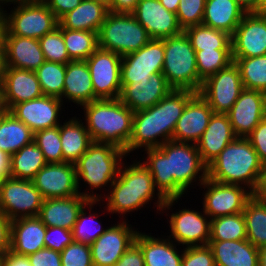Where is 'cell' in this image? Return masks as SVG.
Returning <instances> with one entry per match:
<instances>
[{
	"label": "cell",
	"instance_id": "6da1fadb",
	"mask_svg": "<svg viewBox=\"0 0 266 266\" xmlns=\"http://www.w3.org/2000/svg\"><path fill=\"white\" fill-rule=\"evenodd\" d=\"M145 154L147 159L142 163L165 199H181L197 179V186L207 179V165L195 143L169 140L158 148L145 149Z\"/></svg>",
	"mask_w": 266,
	"mask_h": 266
},
{
	"label": "cell",
	"instance_id": "7a4b0ae2",
	"mask_svg": "<svg viewBox=\"0 0 266 266\" xmlns=\"http://www.w3.org/2000/svg\"><path fill=\"white\" fill-rule=\"evenodd\" d=\"M122 162L115 181L110 186L108 193L100 200L103 206L110 214H117L125 219V215L143 209L144 205L154 202L157 213L164 214L168 210H172V206L177 203L180 198L165 199L156 189L154 180L148 168L142 163L134 159L132 164ZM157 191V192H156ZM156 194V195H155ZM156 196V197H155ZM157 201H156V200ZM165 210V211H164ZM120 214V216H119Z\"/></svg>",
	"mask_w": 266,
	"mask_h": 266
},
{
	"label": "cell",
	"instance_id": "3957f363",
	"mask_svg": "<svg viewBox=\"0 0 266 266\" xmlns=\"http://www.w3.org/2000/svg\"><path fill=\"white\" fill-rule=\"evenodd\" d=\"M196 94L189 89H172L152 107L134 112L132 135L126 156L135 150L158 148L173 138L177 121L187 102ZM133 151V152H132Z\"/></svg>",
	"mask_w": 266,
	"mask_h": 266
},
{
	"label": "cell",
	"instance_id": "277c9868",
	"mask_svg": "<svg viewBox=\"0 0 266 266\" xmlns=\"http://www.w3.org/2000/svg\"><path fill=\"white\" fill-rule=\"evenodd\" d=\"M264 164L247 138L236 137L207 166V178L225 184L242 185L257 194Z\"/></svg>",
	"mask_w": 266,
	"mask_h": 266
},
{
	"label": "cell",
	"instance_id": "5b68a950",
	"mask_svg": "<svg viewBox=\"0 0 266 266\" xmlns=\"http://www.w3.org/2000/svg\"><path fill=\"white\" fill-rule=\"evenodd\" d=\"M93 142L110 143L124 151L132 135L134 112L119 99H97L80 107Z\"/></svg>",
	"mask_w": 266,
	"mask_h": 266
},
{
	"label": "cell",
	"instance_id": "8992f818",
	"mask_svg": "<svg viewBox=\"0 0 266 266\" xmlns=\"http://www.w3.org/2000/svg\"><path fill=\"white\" fill-rule=\"evenodd\" d=\"M126 157L125 151L113 144L93 142L75 163L79 193L91 201H100L103 194H97V189H103L106 186L108 190L104 189L108 193L118 175L123 159ZM80 181L89 185L88 188H90L81 192Z\"/></svg>",
	"mask_w": 266,
	"mask_h": 266
},
{
	"label": "cell",
	"instance_id": "52a82bcc",
	"mask_svg": "<svg viewBox=\"0 0 266 266\" xmlns=\"http://www.w3.org/2000/svg\"><path fill=\"white\" fill-rule=\"evenodd\" d=\"M10 4L14 6L8 13L3 6ZM0 6L4 16L2 35L39 39L58 27V19L42 0H13Z\"/></svg>",
	"mask_w": 266,
	"mask_h": 266
},
{
	"label": "cell",
	"instance_id": "ba28073f",
	"mask_svg": "<svg viewBox=\"0 0 266 266\" xmlns=\"http://www.w3.org/2000/svg\"><path fill=\"white\" fill-rule=\"evenodd\" d=\"M164 66L162 73L173 89L199 92L203 81L199 78L196 53L190 39L182 33L164 38Z\"/></svg>",
	"mask_w": 266,
	"mask_h": 266
},
{
	"label": "cell",
	"instance_id": "9c48e42d",
	"mask_svg": "<svg viewBox=\"0 0 266 266\" xmlns=\"http://www.w3.org/2000/svg\"><path fill=\"white\" fill-rule=\"evenodd\" d=\"M150 40L145 28L132 14L109 11L98 31L99 47L121 56L139 50Z\"/></svg>",
	"mask_w": 266,
	"mask_h": 266
},
{
	"label": "cell",
	"instance_id": "30bf717a",
	"mask_svg": "<svg viewBox=\"0 0 266 266\" xmlns=\"http://www.w3.org/2000/svg\"><path fill=\"white\" fill-rule=\"evenodd\" d=\"M244 89L240 71L233 61L226 68L206 78L199 95L216 114H227Z\"/></svg>",
	"mask_w": 266,
	"mask_h": 266
},
{
	"label": "cell",
	"instance_id": "8fae6325",
	"mask_svg": "<svg viewBox=\"0 0 266 266\" xmlns=\"http://www.w3.org/2000/svg\"><path fill=\"white\" fill-rule=\"evenodd\" d=\"M43 197L32 180L13 177L4 179L0 190V211L11 221L38 216Z\"/></svg>",
	"mask_w": 266,
	"mask_h": 266
},
{
	"label": "cell",
	"instance_id": "7c38bea8",
	"mask_svg": "<svg viewBox=\"0 0 266 266\" xmlns=\"http://www.w3.org/2000/svg\"><path fill=\"white\" fill-rule=\"evenodd\" d=\"M200 188L207 189L202 194L204 197L201 209L210 219L242 213L246 201L253 195L245 186L220 183L209 178L200 185Z\"/></svg>",
	"mask_w": 266,
	"mask_h": 266
},
{
	"label": "cell",
	"instance_id": "4fadbf2b",
	"mask_svg": "<svg viewBox=\"0 0 266 266\" xmlns=\"http://www.w3.org/2000/svg\"><path fill=\"white\" fill-rule=\"evenodd\" d=\"M121 58L98 47L86 60L94 95L98 99H119L121 93Z\"/></svg>",
	"mask_w": 266,
	"mask_h": 266
},
{
	"label": "cell",
	"instance_id": "5bb4252c",
	"mask_svg": "<svg viewBox=\"0 0 266 266\" xmlns=\"http://www.w3.org/2000/svg\"><path fill=\"white\" fill-rule=\"evenodd\" d=\"M164 66V40L151 39L137 51L121 58V84L149 82L152 74L162 72Z\"/></svg>",
	"mask_w": 266,
	"mask_h": 266
},
{
	"label": "cell",
	"instance_id": "9a60e30c",
	"mask_svg": "<svg viewBox=\"0 0 266 266\" xmlns=\"http://www.w3.org/2000/svg\"><path fill=\"white\" fill-rule=\"evenodd\" d=\"M137 230L124 219L107 226L106 231L90 245L93 266H113L135 242Z\"/></svg>",
	"mask_w": 266,
	"mask_h": 266
},
{
	"label": "cell",
	"instance_id": "2e32d148",
	"mask_svg": "<svg viewBox=\"0 0 266 266\" xmlns=\"http://www.w3.org/2000/svg\"><path fill=\"white\" fill-rule=\"evenodd\" d=\"M203 213V214H202ZM170 218V219H169ZM168 237L176 244L186 247L205 246L210 241V222L211 219L203 211L193 209L178 210L169 216ZM173 238V239H172Z\"/></svg>",
	"mask_w": 266,
	"mask_h": 266
},
{
	"label": "cell",
	"instance_id": "e0dca14e",
	"mask_svg": "<svg viewBox=\"0 0 266 266\" xmlns=\"http://www.w3.org/2000/svg\"><path fill=\"white\" fill-rule=\"evenodd\" d=\"M232 58L266 55V16L246 13L231 35Z\"/></svg>",
	"mask_w": 266,
	"mask_h": 266
},
{
	"label": "cell",
	"instance_id": "ac0fdd59",
	"mask_svg": "<svg viewBox=\"0 0 266 266\" xmlns=\"http://www.w3.org/2000/svg\"><path fill=\"white\" fill-rule=\"evenodd\" d=\"M43 199L79 195L75 164L47 163L32 179Z\"/></svg>",
	"mask_w": 266,
	"mask_h": 266
},
{
	"label": "cell",
	"instance_id": "d6986e66",
	"mask_svg": "<svg viewBox=\"0 0 266 266\" xmlns=\"http://www.w3.org/2000/svg\"><path fill=\"white\" fill-rule=\"evenodd\" d=\"M227 115L235 136L246 138L266 117V93L244 88Z\"/></svg>",
	"mask_w": 266,
	"mask_h": 266
},
{
	"label": "cell",
	"instance_id": "ffe728a7",
	"mask_svg": "<svg viewBox=\"0 0 266 266\" xmlns=\"http://www.w3.org/2000/svg\"><path fill=\"white\" fill-rule=\"evenodd\" d=\"M63 105L60 98L43 95L40 98L16 104L10 112L35 133L60 125Z\"/></svg>",
	"mask_w": 266,
	"mask_h": 266
},
{
	"label": "cell",
	"instance_id": "44dd1931",
	"mask_svg": "<svg viewBox=\"0 0 266 266\" xmlns=\"http://www.w3.org/2000/svg\"><path fill=\"white\" fill-rule=\"evenodd\" d=\"M132 15L145 28L151 39H164L183 32L174 12L159 0H139Z\"/></svg>",
	"mask_w": 266,
	"mask_h": 266
},
{
	"label": "cell",
	"instance_id": "7402d4cb",
	"mask_svg": "<svg viewBox=\"0 0 266 266\" xmlns=\"http://www.w3.org/2000/svg\"><path fill=\"white\" fill-rule=\"evenodd\" d=\"M1 91L6 111H10L16 104L43 96L35 71L11 67H5Z\"/></svg>",
	"mask_w": 266,
	"mask_h": 266
},
{
	"label": "cell",
	"instance_id": "603a6c76",
	"mask_svg": "<svg viewBox=\"0 0 266 266\" xmlns=\"http://www.w3.org/2000/svg\"><path fill=\"white\" fill-rule=\"evenodd\" d=\"M173 88L162 72L152 74L149 82L121 84L119 100L133 112L148 109L163 99Z\"/></svg>",
	"mask_w": 266,
	"mask_h": 266
},
{
	"label": "cell",
	"instance_id": "cb8c5ba5",
	"mask_svg": "<svg viewBox=\"0 0 266 266\" xmlns=\"http://www.w3.org/2000/svg\"><path fill=\"white\" fill-rule=\"evenodd\" d=\"M214 114L209 104L196 93L186 104L177 121L172 140L197 143Z\"/></svg>",
	"mask_w": 266,
	"mask_h": 266
},
{
	"label": "cell",
	"instance_id": "d4e9b609",
	"mask_svg": "<svg viewBox=\"0 0 266 266\" xmlns=\"http://www.w3.org/2000/svg\"><path fill=\"white\" fill-rule=\"evenodd\" d=\"M5 67L36 71L45 58L38 39L2 35Z\"/></svg>",
	"mask_w": 266,
	"mask_h": 266
},
{
	"label": "cell",
	"instance_id": "484cf974",
	"mask_svg": "<svg viewBox=\"0 0 266 266\" xmlns=\"http://www.w3.org/2000/svg\"><path fill=\"white\" fill-rule=\"evenodd\" d=\"M90 200L81 194L68 198L44 199L38 217L46 227L73 229L79 212Z\"/></svg>",
	"mask_w": 266,
	"mask_h": 266
},
{
	"label": "cell",
	"instance_id": "4316f807",
	"mask_svg": "<svg viewBox=\"0 0 266 266\" xmlns=\"http://www.w3.org/2000/svg\"><path fill=\"white\" fill-rule=\"evenodd\" d=\"M73 102L77 107L98 98L94 95L93 83L86 60H74L66 64L62 102Z\"/></svg>",
	"mask_w": 266,
	"mask_h": 266
},
{
	"label": "cell",
	"instance_id": "83f0119b",
	"mask_svg": "<svg viewBox=\"0 0 266 266\" xmlns=\"http://www.w3.org/2000/svg\"><path fill=\"white\" fill-rule=\"evenodd\" d=\"M235 138L228 115L214 113L196 143L202 161L208 166Z\"/></svg>",
	"mask_w": 266,
	"mask_h": 266
},
{
	"label": "cell",
	"instance_id": "f1b7e54d",
	"mask_svg": "<svg viewBox=\"0 0 266 266\" xmlns=\"http://www.w3.org/2000/svg\"><path fill=\"white\" fill-rule=\"evenodd\" d=\"M152 233L138 232L135 243L141 248L145 266H181L183 249L168 237H155ZM177 245V246H176Z\"/></svg>",
	"mask_w": 266,
	"mask_h": 266
},
{
	"label": "cell",
	"instance_id": "f546056e",
	"mask_svg": "<svg viewBox=\"0 0 266 266\" xmlns=\"http://www.w3.org/2000/svg\"><path fill=\"white\" fill-rule=\"evenodd\" d=\"M46 226L38 216L12 220L10 250L28 256L45 248Z\"/></svg>",
	"mask_w": 266,
	"mask_h": 266
},
{
	"label": "cell",
	"instance_id": "4dcf8cb0",
	"mask_svg": "<svg viewBox=\"0 0 266 266\" xmlns=\"http://www.w3.org/2000/svg\"><path fill=\"white\" fill-rule=\"evenodd\" d=\"M215 266H259V248L249 240L209 241Z\"/></svg>",
	"mask_w": 266,
	"mask_h": 266
},
{
	"label": "cell",
	"instance_id": "1f68e13d",
	"mask_svg": "<svg viewBox=\"0 0 266 266\" xmlns=\"http://www.w3.org/2000/svg\"><path fill=\"white\" fill-rule=\"evenodd\" d=\"M246 13L236 0H206L202 25L232 35Z\"/></svg>",
	"mask_w": 266,
	"mask_h": 266
},
{
	"label": "cell",
	"instance_id": "d6a6232c",
	"mask_svg": "<svg viewBox=\"0 0 266 266\" xmlns=\"http://www.w3.org/2000/svg\"><path fill=\"white\" fill-rule=\"evenodd\" d=\"M77 118V119H76ZM60 141L64 162L75 164L93 140L82 119L71 117L60 124Z\"/></svg>",
	"mask_w": 266,
	"mask_h": 266
},
{
	"label": "cell",
	"instance_id": "836d02e7",
	"mask_svg": "<svg viewBox=\"0 0 266 266\" xmlns=\"http://www.w3.org/2000/svg\"><path fill=\"white\" fill-rule=\"evenodd\" d=\"M109 10L92 0H83L74 10L67 12L58 22L61 28L87 30L98 33Z\"/></svg>",
	"mask_w": 266,
	"mask_h": 266
},
{
	"label": "cell",
	"instance_id": "e575fe53",
	"mask_svg": "<svg viewBox=\"0 0 266 266\" xmlns=\"http://www.w3.org/2000/svg\"><path fill=\"white\" fill-rule=\"evenodd\" d=\"M34 133L10 111L0 112V150L10 156L31 143Z\"/></svg>",
	"mask_w": 266,
	"mask_h": 266
},
{
	"label": "cell",
	"instance_id": "d590c367",
	"mask_svg": "<svg viewBox=\"0 0 266 266\" xmlns=\"http://www.w3.org/2000/svg\"><path fill=\"white\" fill-rule=\"evenodd\" d=\"M46 164L42 151L32 141L11 155L10 177L32 180Z\"/></svg>",
	"mask_w": 266,
	"mask_h": 266
},
{
	"label": "cell",
	"instance_id": "8d00e7d4",
	"mask_svg": "<svg viewBox=\"0 0 266 266\" xmlns=\"http://www.w3.org/2000/svg\"><path fill=\"white\" fill-rule=\"evenodd\" d=\"M246 222L247 240L255 247L266 246V200L253 194L242 212Z\"/></svg>",
	"mask_w": 266,
	"mask_h": 266
},
{
	"label": "cell",
	"instance_id": "74e56055",
	"mask_svg": "<svg viewBox=\"0 0 266 266\" xmlns=\"http://www.w3.org/2000/svg\"><path fill=\"white\" fill-rule=\"evenodd\" d=\"M101 203V201L90 200L88 204L84 206L79 212L77 221L75 222L72 229L73 241L91 245L106 231L107 227L104 228L103 226H101L103 224H101L102 222L99 221V214L97 213L96 215V212L93 213L92 211L95 204H100L99 206H101ZM86 207L88 208L89 215H87L88 213L86 212Z\"/></svg>",
	"mask_w": 266,
	"mask_h": 266
},
{
	"label": "cell",
	"instance_id": "f35d334b",
	"mask_svg": "<svg viewBox=\"0 0 266 266\" xmlns=\"http://www.w3.org/2000/svg\"><path fill=\"white\" fill-rule=\"evenodd\" d=\"M195 51L231 49V35L204 25L188 27L184 30Z\"/></svg>",
	"mask_w": 266,
	"mask_h": 266
},
{
	"label": "cell",
	"instance_id": "ab89813d",
	"mask_svg": "<svg viewBox=\"0 0 266 266\" xmlns=\"http://www.w3.org/2000/svg\"><path fill=\"white\" fill-rule=\"evenodd\" d=\"M63 39L69 58L87 60L99 47L98 33L87 30H72L63 28Z\"/></svg>",
	"mask_w": 266,
	"mask_h": 266
},
{
	"label": "cell",
	"instance_id": "60d3db41",
	"mask_svg": "<svg viewBox=\"0 0 266 266\" xmlns=\"http://www.w3.org/2000/svg\"><path fill=\"white\" fill-rule=\"evenodd\" d=\"M246 222L243 213L211 219L210 241L246 240Z\"/></svg>",
	"mask_w": 266,
	"mask_h": 266
},
{
	"label": "cell",
	"instance_id": "b9f144b4",
	"mask_svg": "<svg viewBox=\"0 0 266 266\" xmlns=\"http://www.w3.org/2000/svg\"><path fill=\"white\" fill-rule=\"evenodd\" d=\"M232 60L239 68L245 89L266 93V55Z\"/></svg>",
	"mask_w": 266,
	"mask_h": 266
},
{
	"label": "cell",
	"instance_id": "7bdbcfd3",
	"mask_svg": "<svg viewBox=\"0 0 266 266\" xmlns=\"http://www.w3.org/2000/svg\"><path fill=\"white\" fill-rule=\"evenodd\" d=\"M35 73L43 95L58 98L62 96L66 64L45 61Z\"/></svg>",
	"mask_w": 266,
	"mask_h": 266
},
{
	"label": "cell",
	"instance_id": "ee69618b",
	"mask_svg": "<svg viewBox=\"0 0 266 266\" xmlns=\"http://www.w3.org/2000/svg\"><path fill=\"white\" fill-rule=\"evenodd\" d=\"M199 78L204 81L233 62L231 49L195 51Z\"/></svg>",
	"mask_w": 266,
	"mask_h": 266
},
{
	"label": "cell",
	"instance_id": "f6af8a7d",
	"mask_svg": "<svg viewBox=\"0 0 266 266\" xmlns=\"http://www.w3.org/2000/svg\"><path fill=\"white\" fill-rule=\"evenodd\" d=\"M33 141L42 151L47 163H63L60 125L34 133Z\"/></svg>",
	"mask_w": 266,
	"mask_h": 266
},
{
	"label": "cell",
	"instance_id": "bcb514c9",
	"mask_svg": "<svg viewBox=\"0 0 266 266\" xmlns=\"http://www.w3.org/2000/svg\"><path fill=\"white\" fill-rule=\"evenodd\" d=\"M45 61L67 64L72 61L67 53L63 39V28L59 25L52 32L39 38Z\"/></svg>",
	"mask_w": 266,
	"mask_h": 266
},
{
	"label": "cell",
	"instance_id": "7dc6e473",
	"mask_svg": "<svg viewBox=\"0 0 266 266\" xmlns=\"http://www.w3.org/2000/svg\"><path fill=\"white\" fill-rule=\"evenodd\" d=\"M206 0H180L176 12L178 23L182 30L196 25H202Z\"/></svg>",
	"mask_w": 266,
	"mask_h": 266
},
{
	"label": "cell",
	"instance_id": "c3c4849f",
	"mask_svg": "<svg viewBox=\"0 0 266 266\" xmlns=\"http://www.w3.org/2000/svg\"><path fill=\"white\" fill-rule=\"evenodd\" d=\"M60 254L62 266H93L90 245L73 241Z\"/></svg>",
	"mask_w": 266,
	"mask_h": 266
},
{
	"label": "cell",
	"instance_id": "681fc988",
	"mask_svg": "<svg viewBox=\"0 0 266 266\" xmlns=\"http://www.w3.org/2000/svg\"><path fill=\"white\" fill-rule=\"evenodd\" d=\"M181 266H215L212 249L208 245L184 247Z\"/></svg>",
	"mask_w": 266,
	"mask_h": 266
},
{
	"label": "cell",
	"instance_id": "f907efd6",
	"mask_svg": "<svg viewBox=\"0 0 266 266\" xmlns=\"http://www.w3.org/2000/svg\"><path fill=\"white\" fill-rule=\"evenodd\" d=\"M45 247L59 253L73 242L72 230L62 227H46Z\"/></svg>",
	"mask_w": 266,
	"mask_h": 266
},
{
	"label": "cell",
	"instance_id": "816d5d0a",
	"mask_svg": "<svg viewBox=\"0 0 266 266\" xmlns=\"http://www.w3.org/2000/svg\"><path fill=\"white\" fill-rule=\"evenodd\" d=\"M258 154L260 161L266 166V117L246 137Z\"/></svg>",
	"mask_w": 266,
	"mask_h": 266
},
{
	"label": "cell",
	"instance_id": "f5cc1de1",
	"mask_svg": "<svg viewBox=\"0 0 266 266\" xmlns=\"http://www.w3.org/2000/svg\"><path fill=\"white\" fill-rule=\"evenodd\" d=\"M27 257L31 266H62L61 254L50 248H42Z\"/></svg>",
	"mask_w": 266,
	"mask_h": 266
},
{
	"label": "cell",
	"instance_id": "db71d44e",
	"mask_svg": "<svg viewBox=\"0 0 266 266\" xmlns=\"http://www.w3.org/2000/svg\"><path fill=\"white\" fill-rule=\"evenodd\" d=\"M113 266H145L141 248L134 242Z\"/></svg>",
	"mask_w": 266,
	"mask_h": 266
},
{
	"label": "cell",
	"instance_id": "11a10c76",
	"mask_svg": "<svg viewBox=\"0 0 266 266\" xmlns=\"http://www.w3.org/2000/svg\"><path fill=\"white\" fill-rule=\"evenodd\" d=\"M59 20L67 12L74 10L83 0H42Z\"/></svg>",
	"mask_w": 266,
	"mask_h": 266
},
{
	"label": "cell",
	"instance_id": "9f6ffc18",
	"mask_svg": "<svg viewBox=\"0 0 266 266\" xmlns=\"http://www.w3.org/2000/svg\"><path fill=\"white\" fill-rule=\"evenodd\" d=\"M12 221L0 211V255H5L11 247Z\"/></svg>",
	"mask_w": 266,
	"mask_h": 266
},
{
	"label": "cell",
	"instance_id": "6f0895ef",
	"mask_svg": "<svg viewBox=\"0 0 266 266\" xmlns=\"http://www.w3.org/2000/svg\"><path fill=\"white\" fill-rule=\"evenodd\" d=\"M139 0H113L112 12L132 14Z\"/></svg>",
	"mask_w": 266,
	"mask_h": 266
},
{
	"label": "cell",
	"instance_id": "680465c9",
	"mask_svg": "<svg viewBox=\"0 0 266 266\" xmlns=\"http://www.w3.org/2000/svg\"><path fill=\"white\" fill-rule=\"evenodd\" d=\"M4 266H31L27 256L9 251L4 255Z\"/></svg>",
	"mask_w": 266,
	"mask_h": 266
},
{
	"label": "cell",
	"instance_id": "91938a15",
	"mask_svg": "<svg viewBox=\"0 0 266 266\" xmlns=\"http://www.w3.org/2000/svg\"><path fill=\"white\" fill-rule=\"evenodd\" d=\"M11 156L5 151L0 150V175L5 179L10 176Z\"/></svg>",
	"mask_w": 266,
	"mask_h": 266
},
{
	"label": "cell",
	"instance_id": "94428289",
	"mask_svg": "<svg viewBox=\"0 0 266 266\" xmlns=\"http://www.w3.org/2000/svg\"><path fill=\"white\" fill-rule=\"evenodd\" d=\"M236 2L247 12H255L260 0H236Z\"/></svg>",
	"mask_w": 266,
	"mask_h": 266
},
{
	"label": "cell",
	"instance_id": "6125c7cd",
	"mask_svg": "<svg viewBox=\"0 0 266 266\" xmlns=\"http://www.w3.org/2000/svg\"><path fill=\"white\" fill-rule=\"evenodd\" d=\"M160 3L169 11L176 13L180 0H159Z\"/></svg>",
	"mask_w": 266,
	"mask_h": 266
},
{
	"label": "cell",
	"instance_id": "be15d7a7",
	"mask_svg": "<svg viewBox=\"0 0 266 266\" xmlns=\"http://www.w3.org/2000/svg\"><path fill=\"white\" fill-rule=\"evenodd\" d=\"M5 70V55H4V44L3 41H0V80L4 74Z\"/></svg>",
	"mask_w": 266,
	"mask_h": 266
},
{
	"label": "cell",
	"instance_id": "e7e4bbea",
	"mask_svg": "<svg viewBox=\"0 0 266 266\" xmlns=\"http://www.w3.org/2000/svg\"><path fill=\"white\" fill-rule=\"evenodd\" d=\"M263 200H266V166L264 168V174L261 182L260 189L257 193Z\"/></svg>",
	"mask_w": 266,
	"mask_h": 266
},
{
	"label": "cell",
	"instance_id": "03108f58",
	"mask_svg": "<svg viewBox=\"0 0 266 266\" xmlns=\"http://www.w3.org/2000/svg\"><path fill=\"white\" fill-rule=\"evenodd\" d=\"M259 266H266V246L259 248Z\"/></svg>",
	"mask_w": 266,
	"mask_h": 266
},
{
	"label": "cell",
	"instance_id": "003e7915",
	"mask_svg": "<svg viewBox=\"0 0 266 266\" xmlns=\"http://www.w3.org/2000/svg\"><path fill=\"white\" fill-rule=\"evenodd\" d=\"M255 13L262 16H266V0H260Z\"/></svg>",
	"mask_w": 266,
	"mask_h": 266
},
{
	"label": "cell",
	"instance_id": "a7ac6f4b",
	"mask_svg": "<svg viewBox=\"0 0 266 266\" xmlns=\"http://www.w3.org/2000/svg\"><path fill=\"white\" fill-rule=\"evenodd\" d=\"M92 1H95L96 3L102 4L110 12H112L113 0H92Z\"/></svg>",
	"mask_w": 266,
	"mask_h": 266
},
{
	"label": "cell",
	"instance_id": "89a4df30",
	"mask_svg": "<svg viewBox=\"0 0 266 266\" xmlns=\"http://www.w3.org/2000/svg\"><path fill=\"white\" fill-rule=\"evenodd\" d=\"M3 29H4V16L0 6V41L2 40Z\"/></svg>",
	"mask_w": 266,
	"mask_h": 266
},
{
	"label": "cell",
	"instance_id": "2644e50d",
	"mask_svg": "<svg viewBox=\"0 0 266 266\" xmlns=\"http://www.w3.org/2000/svg\"><path fill=\"white\" fill-rule=\"evenodd\" d=\"M4 111V107L2 104V91H1V80H0V112Z\"/></svg>",
	"mask_w": 266,
	"mask_h": 266
},
{
	"label": "cell",
	"instance_id": "8c879c8a",
	"mask_svg": "<svg viewBox=\"0 0 266 266\" xmlns=\"http://www.w3.org/2000/svg\"><path fill=\"white\" fill-rule=\"evenodd\" d=\"M0 266H4V255H0Z\"/></svg>",
	"mask_w": 266,
	"mask_h": 266
},
{
	"label": "cell",
	"instance_id": "753ad0ef",
	"mask_svg": "<svg viewBox=\"0 0 266 266\" xmlns=\"http://www.w3.org/2000/svg\"><path fill=\"white\" fill-rule=\"evenodd\" d=\"M4 178L0 175V190H1V186L3 184Z\"/></svg>",
	"mask_w": 266,
	"mask_h": 266
},
{
	"label": "cell",
	"instance_id": "34e18365",
	"mask_svg": "<svg viewBox=\"0 0 266 266\" xmlns=\"http://www.w3.org/2000/svg\"><path fill=\"white\" fill-rule=\"evenodd\" d=\"M8 1H13V0H0V4L8 2Z\"/></svg>",
	"mask_w": 266,
	"mask_h": 266
}]
</instances>
